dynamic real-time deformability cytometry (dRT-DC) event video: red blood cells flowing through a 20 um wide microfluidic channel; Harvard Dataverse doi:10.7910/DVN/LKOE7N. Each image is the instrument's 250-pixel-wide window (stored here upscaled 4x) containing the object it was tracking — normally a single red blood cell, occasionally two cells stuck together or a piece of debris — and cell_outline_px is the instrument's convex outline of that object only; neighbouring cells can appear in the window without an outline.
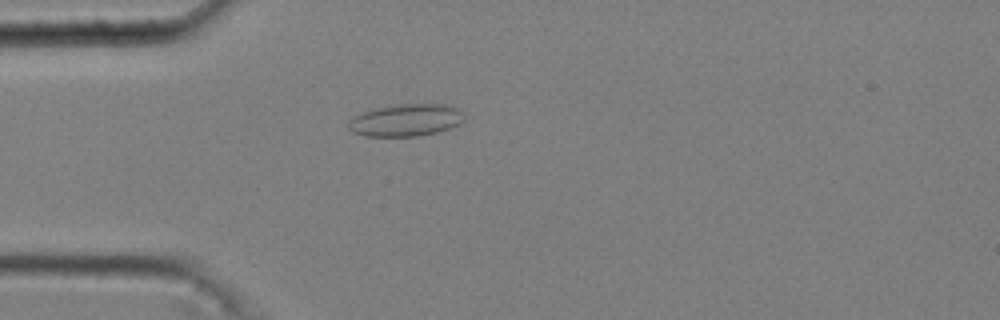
{"species": "common noctule bat (a hibernating species)", "species_latin": "Nyctalus noctula", "temperature_condition": "cold", "stored_images_in_passage": 38, "camera_frame_rate_fps": 3000, "um_per_image_px": 0.085, "animal": {"sex": "male", "body_mass_g": 20.4}, "frame": {"image": 1, "passage_image": 6, "time_ms": 1.667, "image_size_px": [1000, 320], "cell_outline_px": [[464, 120], [460, 124], [436, 132], [420, 136], [364, 136], [352, 132], [348, 128], [348, 120], [352, 116], [376, 108], [400, 104], [444, 104], [460, 108]], "centroid_in_image_um": [34.48, 10.21], "position_along_channel_um": 50.5, "area_um2": 21.79}}
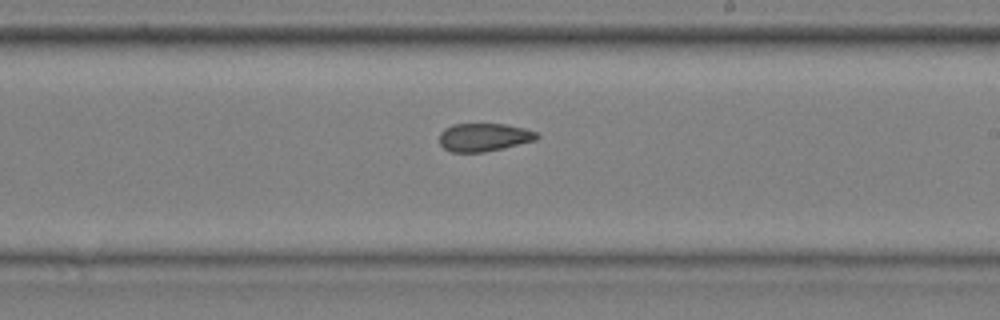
{"frame": {"image": 2, "passage_image": 23, "time_ms": 7.333, "image_size_px": [1000, 320], "cell_outline_px": [[540, 136], [536, 140], [504, 148], [484, 152], [452, 152], [444, 148], [440, 144], [440, 132], [444, 128], [452, 124], [504, 124], [524, 128], [536, 132]], "centroid_in_image_um": [41.13, 11.66], "position_along_channel_um": 247.9, "area_um2": 16.01}}
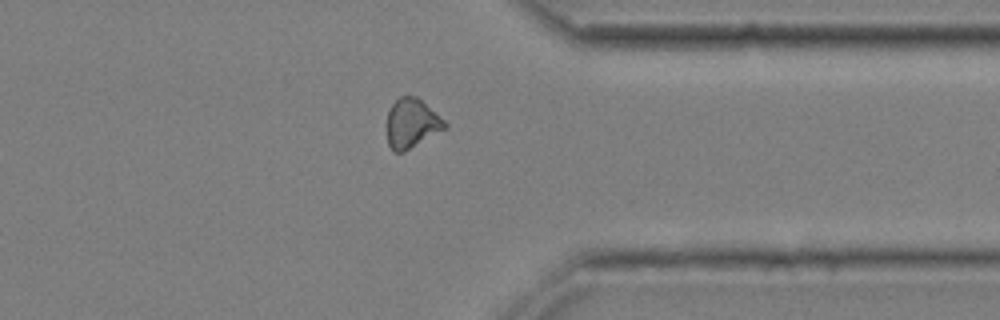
{"frame": {"image": 3, "passage_image": 34, "time_ms": 11.0, "image_size_px": [1000, 320], "cell_outline_px": [[448, 128], [404, 152], [392, 152], [388, 144], [388, 112], [392, 104], [400, 96], [416, 96], [444, 120], [448, 124]], "centroid_in_image_um": [35.01, 10.51], "position_along_channel_um": 376.4, "area_um2": 16.59}, "authors_computed_cell_mechanics": {"area_um2": 16.7042, "velocity_mm_per_s": 3.6432, "shape_relaxation_time_tau1_ms": null, "shape_relaxation_time_tau2_ms": 2.2925, "deformation_change_tau1": null, "deformation_change_tau2": 0.0741}}